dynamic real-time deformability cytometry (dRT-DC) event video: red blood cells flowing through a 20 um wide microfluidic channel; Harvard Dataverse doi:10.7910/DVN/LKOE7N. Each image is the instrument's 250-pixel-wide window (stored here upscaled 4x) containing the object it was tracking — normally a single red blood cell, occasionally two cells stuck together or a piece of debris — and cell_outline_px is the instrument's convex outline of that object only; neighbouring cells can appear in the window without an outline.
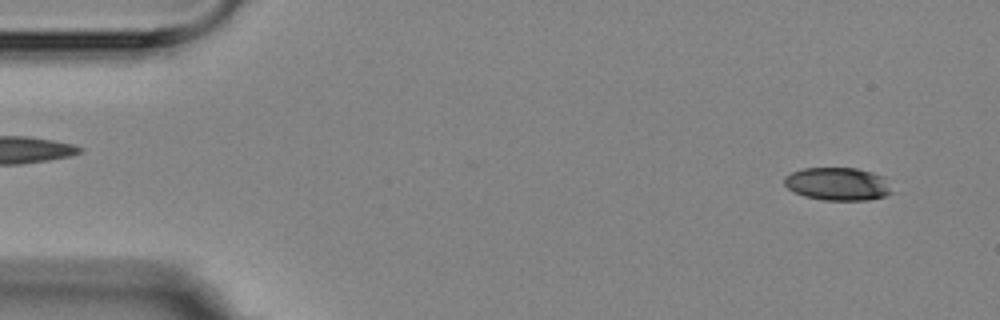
{"species": "Egyptian fruit bat (a non-hibernating species)", "species_latin": "Rousettus aegyptiacus", "temperature_condition": "room temperature", "stored_images_in_passage": 4, "camera_frame_rate_fps": 3000, "um_per_image_px": 0.085, "animal": {"sex": "female"}, "frame": {"image": 1, "passage_image": 1, "time_ms": 0.0, "image_size_px": [1000, 320], "cell_outline_px": [[896, 192], [884, 196], [868, 200], [824, 200], [804, 196], [788, 188], [784, 184], [784, 176], [792, 172], [804, 168], [856, 168], [872, 172], [884, 176]], "centroid_in_image_um": [71.26, 15.63], "position_along_channel_um": 13.7, "area_um2": 20.87}}
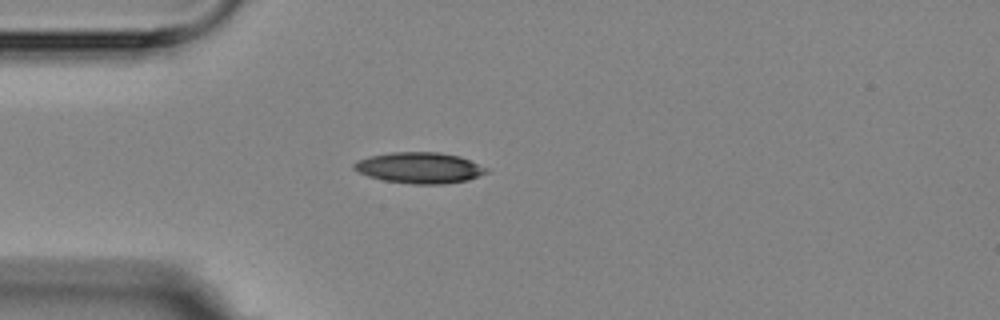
{"frame": {"image": 2, "passage_image": 4, "time_ms": 3.667, "image_size_px": [1000, 320], "cell_outline_px": [[488, 172], [468, 180], [444, 184], [412, 184], [384, 180], [368, 176], [352, 168], [352, 164], [356, 160], [368, 156], [392, 152], [440, 152], [460, 156], [488, 168]], "centroid_in_image_um": [35.64, 14.26], "position_along_channel_um": 49.4, "area_um2": 23.99}}